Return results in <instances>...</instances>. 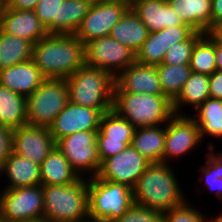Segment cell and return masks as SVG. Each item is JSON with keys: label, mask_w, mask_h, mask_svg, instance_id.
<instances>
[{"label": "cell", "mask_w": 222, "mask_h": 222, "mask_svg": "<svg viewBox=\"0 0 222 222\" xmlns=\"http://www.w3.org/2000/svg\"><path fill=\"white\" fill-rule=\"evenodd\" d=\"M32 60L45 79H66L85 64L84 44L74 34H48L33 45Z\"/></svg>", "instance_id": "cell-1"}, {"label": "cell", "mask_w": 222, "mask_h": 222, "mask_svg": "<svg viewBox=\"0 0 222 222\" xmlns=\"http://www.w3.org/2000/svg\"><path fill=\"white\" fill-rule=\"evenodd\" d=\"M175 173L172 164L150 163L132 188L134 204L162 213L181 205L187 194Z\"/></svg>", "instance_id": "cell-2"}, {"label": "cell", "mask_w": 222, "mask_h": 222, "mask_svg": "<svg viewBox=\"0 0 222 222\" xmlns=\"http://www.w3.org/2000/svg\"><path fill=\"white\" fill-rule=\"evenodd\" d=\"M65 80L70 102L102 114L112 110L115 78L107 71L84 64Z\"/></svg>", "instance_id": "cell-3"}, {"label": "cell", "mask_w": 222, "mask_h": 222, "mask_svg": "<svg viewBox=\"0 0 222 222\" xmlns=\"http://www.w3.org/2000/svg\"><path fill=\"white\" fill-rule=\"evenodd\" d=\"M112 109L135 128L163 125L174 115L166 96L146 93L114 92Z\"/></svg>", "instance_id": "cell-4"}, {"label": "cell", "mask_w": 222, "mask_h": 222, "mask_svg": "<svg viewBox=\"0 0 222 222\" xmlns=\"http://www.w3.org/2000/svg\"><path fill=\"white\" fill-rule=\"evenodd\" d=\"M44 219L49 222H77L89 217L87 179L68 185H42Z\"/></svg>", "instance_id": "cell-5"}, {"label": "cell", "mask_w": 222, "mask_h": 222, "mask_svg": "<svg viewBox=\"0 0 222 222\" xmlns=\"http://www.w3.org/2000/svg\"><path fill=\"white\" fill-rule=\"evenodd\" d=\"M89 217L114 222L134 204L133 189L97 176L87 178Z\"/></svg>", "instance_id": "cell-6"}, {"label": "cell", "mask_w": 222, "mask_h": 222, "mask_svg": "<svg viewBox=\"0 0 222 222\" xmlns=\"http://www.w3.org/2000/svg\"><path fill=\"white\" fill-rule=\"evenodd\" d=\"M69 102L65 79H45L26 98L27 124L49 127Z\"/></svg>", "instance_id": "cell-7"}, {"label": "cell", "mask_w": 222, "mask_h": 222, "mask_svg": "<svg viewBox=\"0 0 222 222\" xmlns=\"http://www.w3.org/2000/svg\"><path fill=\"white\" fill-rule=\"evenodd\" d=\"M0 211L4 220L30 222L44 219L42 184L0 189Z\"/></svg>", "instance_id": "cell-8"}, {"label": "cell", "mask_w": 222, "mask_h": 222, "mask_svg": "<svg viewBox=\"0 0 222 222\" xmlns=\"http://www.w3.org/2000/svg\"><path fill=\"white\" fill-rule=\"evenodd\" d=\"M98 131H80L59 139L56 147L82 178L95 177L100 168L97 148Z\"/></svg>", "instance_id": "cell-9"}, {"label": "cell", "mask_w": 222, "mask_h": 222, "mask_svg": "<svg viewBox=\"0 0 222 222\" xmlns=\"http://www.w3.org/2000/svg\"><path fill=\"white\" fill-rule=\"evenodd\" d=\"M84 55L86 65L107 71L114 78L135 62V53L110 36L84 44Z\"/></svg>", "instance_id": "cell-10"}, {"label": "cell", "mask_w": 222, "mask_h": 222, "mask_svg": "<svg viewBox=\"0 0 222 222\" xmlns=\"http://www.w3.org/2000/svg\"><path fill=\"white\" fill-rule=\"evenodd\" d=\"M199 126L190 115L174 114L166 123L163 162L171 164L202 146ZM199 145V146H198ZM176 158V159H175Z\"/></svg>", "instance_id": "cell-11"}, {"label": "cell", "mask_w": 222, "mask_h": 222, "mask_svg": "<svg viewBox=\"0 0 222 222\" xmlns=\"http://www.w3.org/2000/svg\"><path fill=\"white\" fill-rule=\"evenodd\" d=\"M129 7L122 1L94 0L74 35L83 44L95 38L109 36L112 27Z\"/></svg>", "instance_id": "cell-12"}, {"label": "cell", "mask_w": 222, "mask_h": 222, "mask_svg": "<svg viewBox=\"0 0 222 222\" xmlns=\"http://www.w3.org/2000/svg\"><path fill=\"white\" fill-rule=\"evenodd\" d=\"M150 163L130 145L120 153L104 159L97 177L133 188Z\"/></svg>", "instance_id": "cell-13"}, {"label": "cell", "mask_w": 222, "mask_h": 222, "mask_svg": "<svg viewBox=\"0 0 222 222\" xmlns=\"http://www.w3.org/2000/svg\"><path fill=\"white\" fill-rule=\"evenodd\" d=\"M135 127L113 109L103 113L97 134L100 162L114 156L132 144Z\"/></svg>", "instance_id": "cell-14"}, {"label": "cell", "mask_w": 222, "mask_h": 222, "mask_svg": "<svg viewBox=\"0 0 222 222\" xmlns=\"http://www.w3.org/2000/svg\"><path fill=\"white\" fill-rule=\"evenodd\" d=\"M56 146L49 127L23 125L12 130V151L41 165Z\"/></svg>", "instance_id": "cell-15"}, {"label": "cell", "mask_w": 222, "mask_h": 222, "mask_svg": "<svg viewBox=\"0 0 222 222\" xmlns=\"http://www.w3.org/2000/svg\"><path fill=\"white\" fill-rule=\"evenodd\" d=\"M102 113L98 109L68 102L49 126L53 139H59L80 131H98Z\"/></svg>", "instance_id": "cell-16"}, {"label": "cell", "mask_w": 222, "mask_h": 222, "mask_svg": "<svg viewBox=\"0 0 222 222\" xmlns=\"http://www.w3.org/2000/svg\"><path fill=\"white\" fill-rule=\"evenodd\" d=\"M194 32L189 25H180L149 33L135 54V61L146 65H160L172 45L187 40Z\"/></svg>", "instance_id": "cell-17"}, {"label": "cell", "mask_w": 222, "mask_h": 222, "mask_svg": "<svg viewBox=\"0 0 222 222\" xmlns=\"http://www.w3.org/2000/svg\"><path fill=\"white\" fill-rule=\"evenodd\" d=\"M114 92L163 95L157 66L135 61L115 78Z\"/></svg>", "instance_id": "cell-18"}, {"label": "cell", "mask_w": 222, "mask_h": 222, "mask_svg": "<svg viewBox=\"0 0 222 222\" xmlns=\"http://www.w3.org/2000/svg\"><path fill=\"white\" fill-rule=\"evenodd\" d=\"M0 31L27 39L33 45L48 35L35 10H13L4 8L0 14Z\"/></svg>", "instance_id": "cell-19"}, {"label": "cell", "mask_w": 222, "mask_h": 222, "mask_svg": "<svg viewBox=\"0 0 222 222\" xmlns=\"http://www.w3.org/2000/svg\"><path fill=\"white\" fill-rule=\"evenodd\" d=\"M150 33L184 24L167 0H134L130 5Z\"/></svg>", "instance_id": "cell-20"}, {"label": "cell", "mask_w": 222, "mask_h": 222, "mask_svg": "<svg viewBox=\"0 0 222 222\" xmlns=\"http://www.w3.org/2000/svg\"><path fill=\"white\" fill-rule=\"evenodd\" d=\"M44 80L45 78L32 59L0 70V84L26 98Z\"/></svg>", "instance_id": "cell-21"}, {"label": "cell", "mask_w": 222, "mask_h": 222, "mask_svg": "<svg viewBox=\"0 0 222 222\" xmlns=\"http://www.w3.org/2000/svg\"><path fill=\"white\" fill-rule=\"evenodd\" d=\"M0 175L6 177L8 185L2 189H16L41 184L40 165L13 151L5 160Z\"/></svg>", "instance_id": "cell-22"}, {"label": "cell", "mask_w": 222, "mask_h": 222, "mask_svg": "<svg viewBox=\"0 0 222 222\" xmlns=\"http://www.w3.org/2000/svg\"><path fill=\"white\" fill-rule=\"evenodd\" d=\"M184 24L200 33L211 30V0H167Z\"/></svg>", "instance_id": "cell-23"}, {"label": "cell", "mask_w": 222, "mask_h": 222, "mask_svg": "<svg viewBox=\"0 0 222 222\" xmlns=\"http://www.w3.org/2000/svg\"><path fill=\"white\" fill-rule=\"evenodd\" d=\"M149 30L137 14L129 7L109 34L110 37L128 47L135 54L149 36Z\"/></svg>", "instance_id": "cell-24"}, {"label": "cell", "mask_w": 222, "mask_h": 222, "mask_svg": "<svg viewBox=\"0 0 222 222\" xmlns=\"http://www.w3.org/2000/svg\"><path fill=\"white\" fill-rule=\"evenodd\" d=\"M208 98H210L209 76L191 72L180 94L172 102L173 113L176 115H183V113L188 115V113L184 112L186 106L194 111Z\"/></svg>", "instance_id": "cell-25"}, {"label": "cell", "mask_w": 222, "mask_h": 222, "mask_svg": "<svg viewBox=\"0 0 222 222\" xmlns=\"http://www.w3.org/2000/svg\"><path fill=\"white\" fill-rule=\"evenodd\" d=\"M40 175L42 185H68L80 178L56 146L40 165Z\"/></svg>", "instance_id": "cell-26"}, {"label": "cell", "mask_w": 222, "mask_h": 222, "mask_svg": "<svg viewBox=\"0 0 222 222\" xmlns=\"http://www.w3.org/2000/svg\"><path fill=\"white\" fill-rule=\"evenodd\" d=\"M166 124L136 128L132 146L146 159L152 162H163Z\"/></svg>", "instance_id": "cell-27"}, {"label": "cell", "mask_w": 222, "mask_h": 222, "mask_svg": "<svg viewBox=\"0 0 222 222\" xmlns=\"http://www.w3.org/2000/svg\"><path fill=\"white\" fill-rule=\"evenodd\" d=\"M26 124V97L0 84V125L14 130Z\"/></svg>", "instance_id": "cell-28"}, {"label": "cell", "mask_w": 222, "mask_h": 222, "mask_svg": "<svg viewBox=\"0 0 222 222\" xmlns=\"http://www.w3.org/2000/svg\"><path fill=\"white\" fill-rule=\"evenodd\" d=\"M190 116L199 126L200 137L204 142L205 136L217 140L222 139V100L206 99Z\"/></svg>", "instance_id": "cell-29"}, {"label": "cell", "mask_w": 222, "mask_h": 222, "mask_svg": "<svg viewBox=\"0 0 222 222\" xmlns=\"http://www.w3.org/2000/svg\"><path fill=\"white\" fill-rule=\"evenodd\" d=\"M207 144L208 152L205 157L207 159L199 169L201 173L199 182L201 181L203 190L205 188L211 193H216V197L222 200V153L220 150L215 151L216 147L211 139Z\"/></svg>", "instance_id": "cell-30"}, {"label": "cell", "mask_w": 222, "mask_h": 222, "mask_svg": "<svg viewBox=\"0 0 222 222\" xmlns=\"http://www.w3.org/2000/svg\"><path fill=\"white\" fill-rule=\"evenodd\" d=\"M33 44L0 31V70L32 59Z\"/></svg>", "instance_id": "cell-31"}, {"label": "cell", "mask_w": 222, "mask_h": 222, "mask_svg": "<svg viewBox=\"0 0 222 222\" xmlns=\"http://www.w3.org/2000/svg\"><path fill=\"white\" fill-rule=\"evenodd\" d=\"M191 72L189 64L167 65L161 63L157 65L163 95L173 102L180 94Z\"/></svg>", "instance_id": "cell-32"}, {"label": "cell", "mask_w": 222, "mask_h": 222, "mask_svg": "<svg viewBox=\"0 0 222 222\" xmlns=\"http://www.w3.org/2000/svg\"><path fill=\"white\" fill-rule=\"evenodd\" d=\"M189 65L192 72L207 76L216 71L215 39L209 33L196 41Z\"/></svg>", "instance_id": "cell-33"}, {"label": "cell", "mask_w": 222, "mask_h": 222, "mask_svg": "<svg viewBox=\"0 0 222 222\" xmlns=\"http://www.w3.org/2000/svg\"><path fill=\"white\" fill-rule=\"evenodd\" d=\"M94 0H64L59 7V34H75Z\"/></svg>", "instance_id": "cell-34"}, {"label": "cell", "mask_w": 222, "mask_h": 222, "mask_svg": "<svg viewBox=\"0 0 222 222\" xmlns=\"http://www.w3.org/2000/svg\"><path fill=\"white\" fill-rule=\"evenodd\" d=\"M203 33L195 31L187 40L175 43L165 54L162 64L183 65L190 64L191 54L196 41Z\"/></svg>", "instance_id": "cell-35"}, {"label": "cell", "mask_w": 222, "mask_h": 222, "mask_svg": "<svg viewBox=\"0 0 222 222\" xmlns=\"http://www.w3.org/2000/svg\"><path fill=\"white\" fill-rule=\"evenodd\" d=\"M64 0H39L35 12L48 34H59V7Z\"/></svg>", "instance_id": "cell-36"}, {"label": "cell", "mask_w": 222, "mask_h": 222, "mask_svg": "<svg viewBox=\"0 0 222 222\" xmlns=\"http://www.w3.org/2000/svg\"><path fill=\"white\" fill-rule=\"evenodd\" d=\"M190 202L188 198L181 205L164 212L163 222H208L209 215L203 214Z\"/></svg>", "instance_id": "cell-37"}, {"label": "cell", "mask_w": 222, "mask_h": 222, "mask_svg": "<svg viewBox=\"0 0 222 222\" xmlns=\"http://www.w3.org/2000/svg\"><path fill=\"white\" fill-rule=\"evenodd\" d=\"M114 222H163V213L133 204L122 217Z\"/></svg>", "instance_id": "cell-38"}, {"label": "cell", "mask_w": 222, "mask_h": 222, "mask_svg": "<svg viewBox=\"0 0 222 222\" xmlns=\"http://www.w3.org/2000/svg\"><path fill=\"white\" fill-rule=\"evenodd\" d=\"M12 151V130L0 125V170Z\"/></svg>", "instance_id": "cell-39"}, {"label": "cell", "mask_w": 222, "mask_h": 222, "mask_svg": "<svg viewBox=\"0 0 222 222\" xmlns=\"http://www.w3.org/2000/svg\"><path fill=\"white\" fill-rule=\"evenodd\" d=\"M210 97L222 100V71L216 70L209 76Z\"/></svg>", "instance_id": "cell-40"}, {"label": "cell", "mask_w": 222, "mask_h": 222, "mask_svg": "<svg viewBox=\"0 0 222 222\" xmlns=\"http://www.w3.org/2000/svg\"><path fill=\"white\" fill-rule=\"evenodd\" d=\"M39 0H8L7 9L35 10Z\"/></svg>", "instance_id": "cell-41"}, {"label": "cell", "mask_w": 222, "mask_h": 222, "mask_svg": "<svg viewBox=\"0 0 222 222\" xmlns=\"http://www.w3.org/2000/svg\"><path fill=\"white\" fill-rule=\"evenodd\" d=\"M222 21V0H211V28Z\"/></svg>", "instance_id": "cell-42"}, {"label": "cell", "mask_w": 222, "mask_h": 222, "mask_svg": "<svg viewBox=\"0 0 222 222\" xmlns=\"http://www.w3.org/2000/svg\"><path fill=\"white\" fill-rule=\"evenodd\" d=\"M216 70L222 71V44L215 40Z\"/></svg>", "instance_id": "cell-43"}, {"label": "cell", "mask_w": 222, "mask_h": 222, "mask_svg": "<svg viewBox=\"0 0 222 222\" xmlns=\"http://www.w3.org/2000/svg\"><path fill=\"white\" fill-rule=\"evenodd\" d=\"M209 34L218 42L222 44V21L214 25Z\"/></svg>", "instance_id": "cell-44"}, {"label": "cell", "mask_w": 222, "mask_h": 222, "mask_svg": "<svg viewBox=\"0 0 222 222\" xmlns=\"http://www.w3.org/2000/svg\"><path fill=\"white\" fill-rule=\"evenodd\" d=\"M208 222H222V212L217 214V216L215 215V217L208 218Z\"/></svg>", "instance_id": "cell-45"}, {"label": "cell", "mask_w": 222, "mask_h": 222, "mask_svg": "<svg viewBox=\"0 0 222 222\" xmlns=\"http://www.w3.org/2000/svg\"><path fill=\"white\" fill-rule=\"evenodd\" d=\"M77 222H103V221H100V220H97V219H92V218L88 217L86 219H83V220H80V221H77Z\"/></svg>", "instance_id": "cell-46"}, {"label": "cell", "mask_w": 222, "mask_h": 222, "mask_svg": "<svg viewBox=\"0 0 222 222\" xmlns=\"http://www.w3.org/2000/svg\"><path fill=\"white\" fill-rule=\"evenodd\" d=\"M8 0H0V8L3 10L7 7Z\"/></svg>", "instance_id": "cell-47"}, {"label": "cell", "mask_w": 222, "mask_h": 222, "mask_svg": "<svg viewBox=\"0 0 222 222\" xmlns=\"http://www.w3.org/2000/svg\"><path fill=\"white\" fill-rule=\"evenodd\" d=\"M114 1H122V2L127 3L130 6L134 0H114Z\"/></svg>", "instance_id": "cell-48"}, {"label": "cell", "mask_w": 222, "mask_h": 222, "mask_svg": "<svg viewBox=\"0 0 222 222\" xmlns=\"http://www.w3.org/2000/svg\"><path fill=\"white\" fill-rule=\"evenodd\" d=\"M30 222H49V221H47V220H45V219H41V220L30 221Z\"/></svg>", "instance_id": "cell-49"}, {"label": "cell", "mask_w": 222, "mask_h": 222, "mask_svg": "<svg viewBox=\"0 0 222 222\" xmlns=\"http://www.w3.org/2000/svg\"><path fill=\"white\" fill-rule=\"evenodd\" d=\"M2 219H3V217H2L1 211H0V222L2 221Z\"/></svg>", "instance_id": "cell-50"}, {"label": "cell", "mask_w": 222, "mask_h": 222, "mask_svg": "<svg viewBox=\"0 0 222 222\" xmlns=\"http://www.w3.org/2000/svg\"><path fill=\"white\" fill-rule=\"evenodd\" d=\"M1 222H12V221H7V220L2 219V221H1Z\"/></svg>", "instance_id": "cell-51"}]
</instances>
